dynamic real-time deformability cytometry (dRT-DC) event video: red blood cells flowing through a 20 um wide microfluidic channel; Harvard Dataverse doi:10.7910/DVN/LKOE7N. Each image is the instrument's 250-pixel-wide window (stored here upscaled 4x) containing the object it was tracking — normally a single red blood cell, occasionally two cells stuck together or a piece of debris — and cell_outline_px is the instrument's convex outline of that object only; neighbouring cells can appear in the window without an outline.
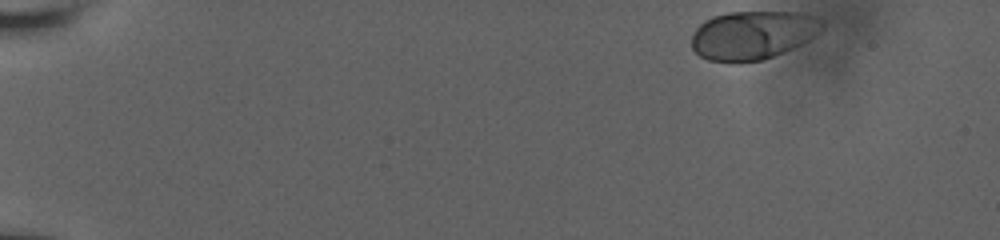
{"species": "human", "species_latin": "Homo sapiens", "temperature_condition": "room temperature", "stored_images_in_passage": 46, "camera_frame_rate_fps": 3000, "um_per_image_px": 0.085, "donor": {"sex": "male"}, "frame": {"image": 1, "passage_image": 1, "time_ms": 0.0, "image_size_px": [1000, 240], "cell_outline_px": [[824, 24], [808, 40], [800, 44], [772, 56], [760, 60], [708, 60], [700, 56], [692, 48], [692, 36], [696, 28], [704, 20], [712, 16], [728, 12], [800, 12], [812, 16]], "centroid_in_image_um": [63.93, 2.94], "position_along_channel_um": 21.1, "area_um2": 36.01}}
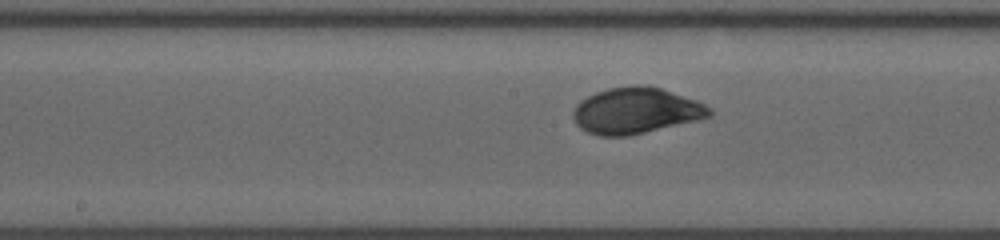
{"frame": {"image": 2, "passage_image": 26, "time_ms": 8.333, "image_size_px": [1000, 240], "cell_outline_px": [[712, 112], [708, 116], [696, 120], [628, 136], [600, 136], [588, 132], [580, 128], [576, 124], [572, 116], [572, 112], [576, 104], [580, 100], [596, 92], [608, 88], [632, 84], [648, 84], [696, 100], [712, 108]], "centroid_in_image_um": [54.0, 9.39], "position_along_channel_um": 194.2, "area_um2": 36.65}}
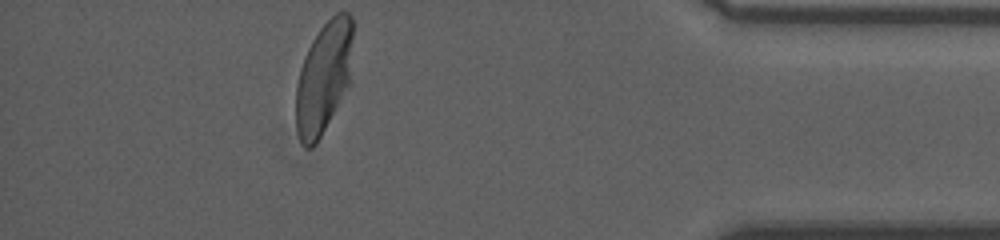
{"frame": {"image": 3, "passage_image": 46, "time_ms": 15.0, "image_size_px": [1000, 240], "cell_outline_px": [[352, 36], [348, 84], [320, 136], [308, 148], [300, 144], [296, 128], [296, 88], [300, 68], [304, 56], [312, 40], [320, 28], [336, 12], [348, 12], [352, 16]], "centroid_in_image_um": [27.47, 6.54], "position_along_channel_um": 407.7, "area_um2": 36.13}, "authors_computed_cell_mechanics": {"area_um2": 36.125, "velocity_mm_per_s": 3.7561, "shape_relaxation_time_tau1_ms": 2.4808, "shape_relaxation_time_tau2_ms": null, "deformation_change_tau1": 0.1463, "deformation_change_tau2": null}}